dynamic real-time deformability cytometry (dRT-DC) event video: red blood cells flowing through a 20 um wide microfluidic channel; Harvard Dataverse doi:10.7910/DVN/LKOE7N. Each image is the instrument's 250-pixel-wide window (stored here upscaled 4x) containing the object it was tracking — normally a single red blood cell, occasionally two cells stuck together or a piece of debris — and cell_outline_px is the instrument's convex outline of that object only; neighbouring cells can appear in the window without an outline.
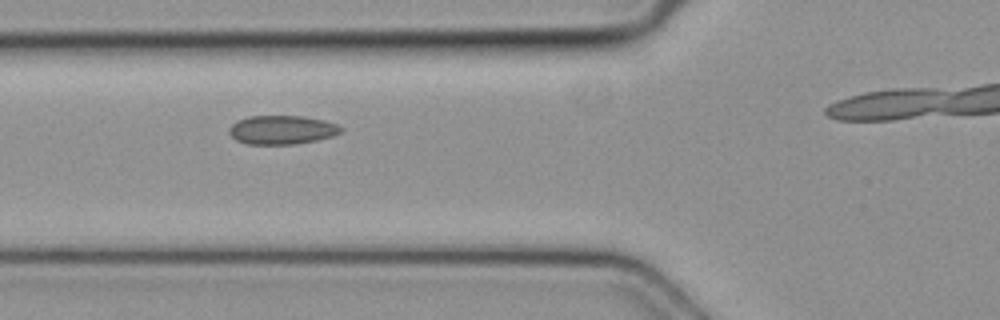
{"species": "common noctule bat (a hibernating species)", "species_latin": "Nyctalus noctula", "temperature_condition": "cold", "stored_images_in_passage": 5, "camera_frame_rate_fps": 3000, "um_per_image_px": 0.085, "animal": {"sex": "female", "body_mass_g": 19.3, "forearm_length_mm": 54.1}, "frame": {"image": 1, "passage_image": 3, "time_ms": 0.667, "image_size_px": [1000, 320], "cell_outline_px": [[344, 128], [340, 132], [332, 136], [316, 140], [292, 144], [248, 144], [236, 140], [228, 132], [228, 128], [232, 124], [248, 116], [304, 116], [324, 120], [336, 124]], "centroid_in_image_um": [23.95, 11.03], "position_along_channel_um": 101.8, "area_um2": 18.67}}
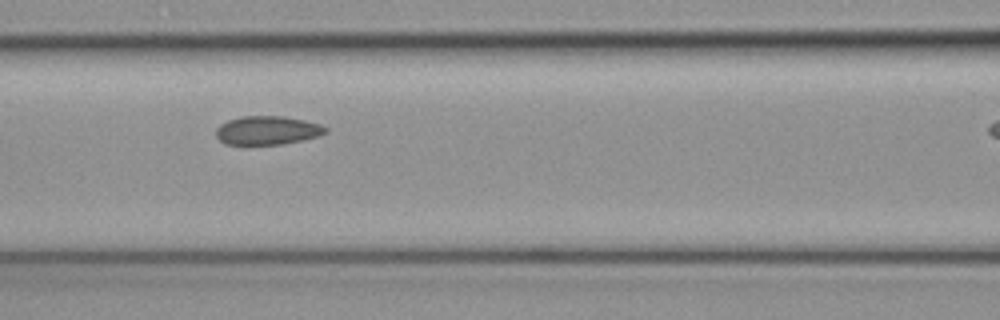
{"frame": {"image": 2, "passage_image": 4, "time_ms": 1.0, "image_size_px": [1000, 320], "cell_outline_px": [[328, 132], [320, 136], [280, 144], [224, 144], [216, 136], [216, 128], [220, 124], [228, 120], [240, 116], [284, 116], [304, 120], [320, 124], [328, 128]], "centroid_in_image_um": [22.73, 11.07], "position_along_channel_um": 143.9, "area_um2": 18.32}}